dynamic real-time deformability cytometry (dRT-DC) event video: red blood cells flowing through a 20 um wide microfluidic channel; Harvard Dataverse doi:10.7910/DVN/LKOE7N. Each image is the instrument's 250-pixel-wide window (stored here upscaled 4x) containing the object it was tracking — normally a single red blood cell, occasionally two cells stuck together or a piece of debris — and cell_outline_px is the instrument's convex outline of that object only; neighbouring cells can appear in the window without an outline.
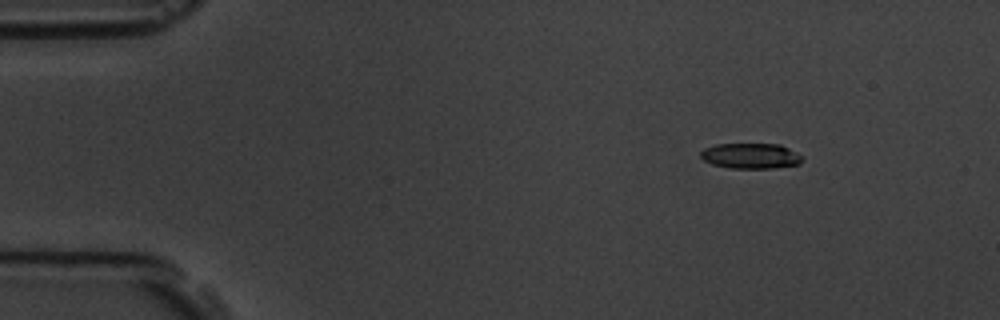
{"species": "common noctule bat (a hibernating species)", "species_latin": "Nyctalus noctula", "temperature_condition": "room temperature", "stored_images_in_passage": 4, "camera_frame_rate_fps": 3000, "um_per_image_px": 0.085, "animal": {"sex": "male", "body_mass_g": 19.5, "forearm_length_mm": 54.6}, "frame": {"image": 1, "passage_image": 1, "time_ms": 0.0, "image_size_px": [1000, 320], "cell_outline_px": [[800, 164], [772, 168], [728, 168], [712, 164], [704, 160], [700, 156], [700, 152], [704, 148], [716, 144], [780, 144], [788, 148], [800, 156]], "centroid_in_image_um": [63.75, 13.25], "position_along_channel_um": 21.2, "area_um2": 14.91}}
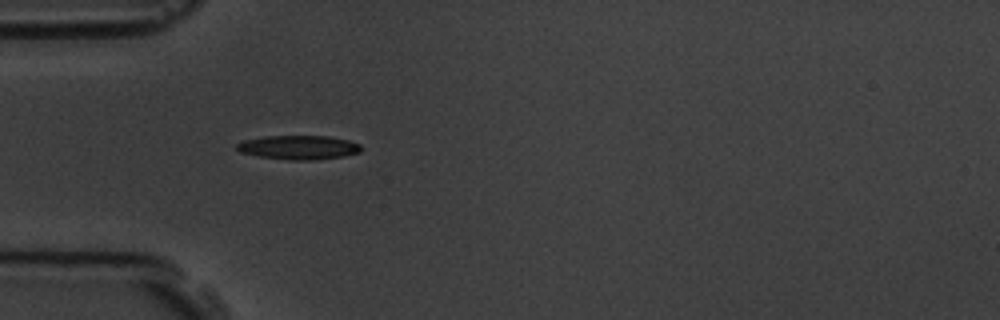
{"frame": {"image": 2, "passage_image": 4, "time_ms": 3.333, "image_size_px": [1000, 320], "cell_outline_px": [[364, 148], [360, 152], [344, 156], [316, 160], [288, 160], [260, 156], [240, 152], [236, 148], [236, 144], [244, 140], [264, 136], [328, 136], [348, 140], [360, 144]], "centroid_in_image_um": [25.42, 12.53], "position_along_channel_um": 59.6, "area_um2": 17.51}}